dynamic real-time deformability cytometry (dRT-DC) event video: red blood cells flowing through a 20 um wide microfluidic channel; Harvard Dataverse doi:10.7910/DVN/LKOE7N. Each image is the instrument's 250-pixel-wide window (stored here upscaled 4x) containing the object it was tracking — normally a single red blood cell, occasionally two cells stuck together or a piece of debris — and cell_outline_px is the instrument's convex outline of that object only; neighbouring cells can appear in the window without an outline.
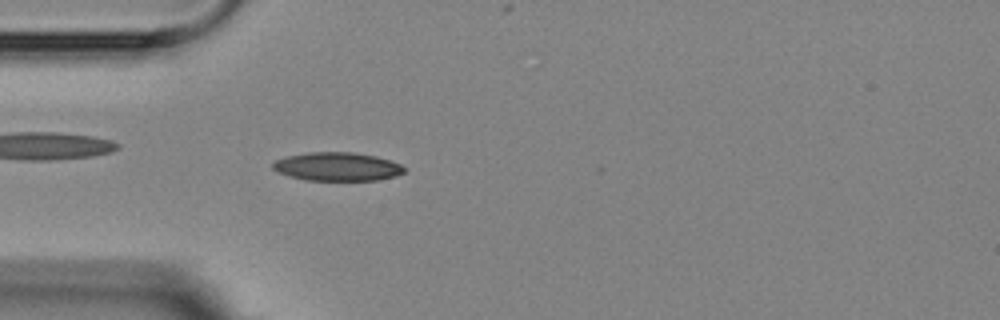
{"species": "Egyptian fruit bat (a non-hibernating species)", "species_latin": "Rousettus aegyptiacus", "temperature_condition": "room temperature", "stored_images_in_passage": 3, "camera_frame_rate_fps": 3000, "um_per_image_px": 0.085, "animal": {"sex": "female"}, "frame": {"image": 1, "passage_image": 3, "time_ms": 3.333, "image_size_px": [1000, 320], "cell_outline_px": [[404, 172], [396, 176], [376, 180], [304, 180], [288, 176], [272, 168], [272, 164], [276, 160], [288, 156], [308, 152], [352, 152], [376, 156], [400, 164], [404, 168]], "centroid_in_image_um": [28.65, 14.16], "position_along_channel_um": 56.3, "area_um2": 21.68}}